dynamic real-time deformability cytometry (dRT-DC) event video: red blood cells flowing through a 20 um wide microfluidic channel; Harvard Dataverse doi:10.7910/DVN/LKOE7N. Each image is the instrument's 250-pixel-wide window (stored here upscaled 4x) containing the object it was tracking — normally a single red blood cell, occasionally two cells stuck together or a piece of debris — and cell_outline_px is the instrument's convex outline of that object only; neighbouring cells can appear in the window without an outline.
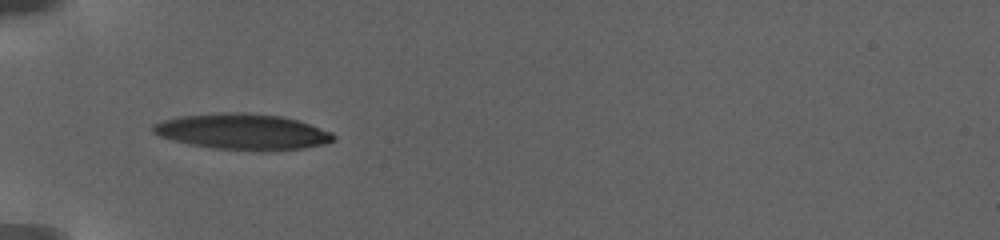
{"species": "human", "species_latin": "Homo sapiens", "temperature_condition": "warm", "stored_images_in_passage": 11, "camera_frame_rate_fps": 3000, "um_per_image_px": 0.085, "donor": {"sex": "female"}, "frame": {"image": 1, "passage_image": 1, "time_ms": 0.0, "image_size_px": [1000, 240], "cell_outline_px": [[336, 140], [304, 148], [260, 152], [212, 148], [188, 144], [172, 140], [160, 136], [152, 132], [152, 124], [164, 120], [180, 116], [224, 112], [236, 112], [280, 116], [296, 120], [332, 132], [336, 136]], "centroid_in_image_um": [20.6, 11.21], "position_along_channel_um": 64.4, "area_um2": 37.74}}
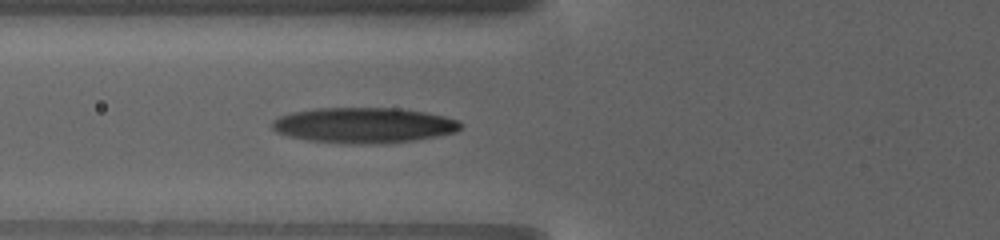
{"frame": {"image": 2, "passage_image": 8, "time_ms": 1.333, "image_size_px": [1000, 240], "cell_outline_px": [[464, 124], [456, 132], [416, 140], [384, 144], [348, 144], [304, 140], [288, 136], [276, 132], [272, 128], [272, 120], [280, 116], [296, 112], [320, 108], [396, 108], [424, 112], [444, 116], [456, 120]], "centroid_in_image_um": [30.92, 10.66], "position_along_channel_um": 94.9, "area_um2": 39.07}}